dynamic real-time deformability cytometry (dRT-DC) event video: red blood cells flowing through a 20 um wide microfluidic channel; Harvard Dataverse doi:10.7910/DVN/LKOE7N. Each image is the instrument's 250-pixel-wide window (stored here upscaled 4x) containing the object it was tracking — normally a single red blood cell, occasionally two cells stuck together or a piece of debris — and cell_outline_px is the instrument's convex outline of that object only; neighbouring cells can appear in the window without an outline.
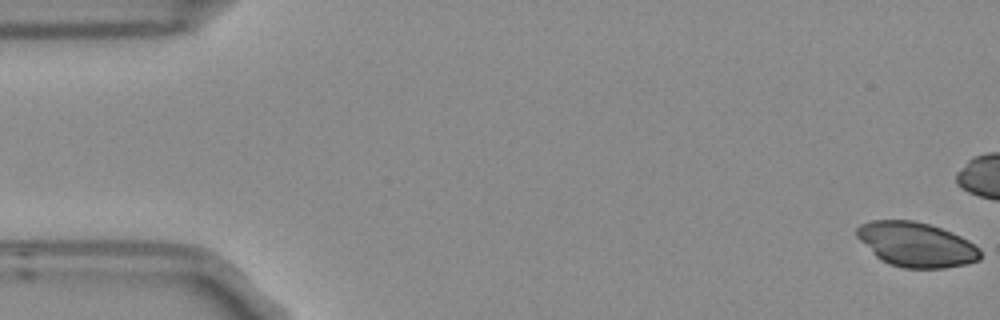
{"species": "Egyptian fruit bat (a non-hibernating species)", "species_latin": "Rousettus aegyptiacus", "temperature_condition": "room temperature", "stored_images_in_passage": 3, "camera_frame_rate_fps": 3000, "um_per_image_px": 0.085, "frame": {"image": 1, "passage_image": 1, "time_ms": 0.0, "image_size_px": [1000, 320], "cell_outline_px": [[980, 260], [964, 264], [944, 268], [904, 268], [888, 264], [880, 260], [856, 236], [856, 228], [860, 224], [872, 220], [912, 220], [928, 224], [940, 228], [960, 236], [968, 240], [980, 248]], "centroid_in_image_um": [77.86, 20.78], "position_along_channel_um": 7.1, "area_um2": 32.02}}